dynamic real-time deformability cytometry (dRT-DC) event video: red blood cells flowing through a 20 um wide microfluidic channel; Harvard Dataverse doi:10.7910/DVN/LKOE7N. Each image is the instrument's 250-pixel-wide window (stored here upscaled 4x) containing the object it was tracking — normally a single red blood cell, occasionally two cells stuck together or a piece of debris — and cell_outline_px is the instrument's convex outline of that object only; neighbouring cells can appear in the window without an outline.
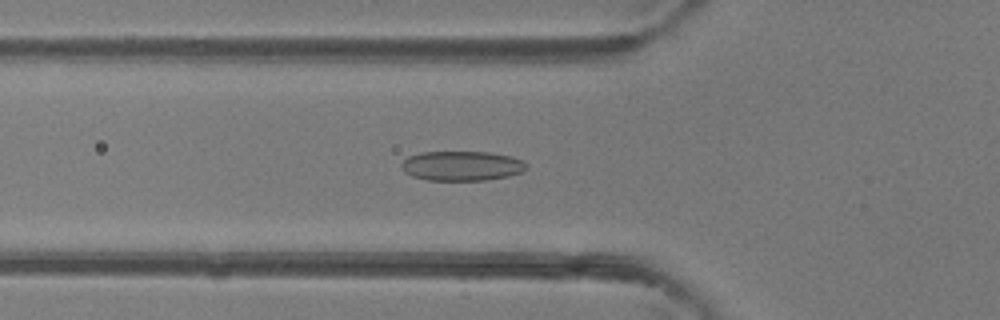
{"species": "common noctule bat (a hibernating species)", "species_latin": "Nyctalus noctula", "temperature_condition": "room temperature", "stored_images_in_passage": 36, "camera_frame_rate_fps": 3000, "um_per_image_px": 0.085, "animal": {"sex": "female"}, "frame": {"image": 1, "passage_image": 11, "time_ms": 3.333, "image_size_px": [1000, 320], "cell_outline_px": [[524, 168], [520, 172], [508, 176], [488, 180], [428, 180], [412, 176], [404, 172], [400, 164], [408, 156], [424, 152], [488, 152], [512, 156], [520, 160], [524, 164]], "centroid_in_image_um": [39.2, 14.1], "position_along_channel_um": 86.6, "area_um2": 21.39}}
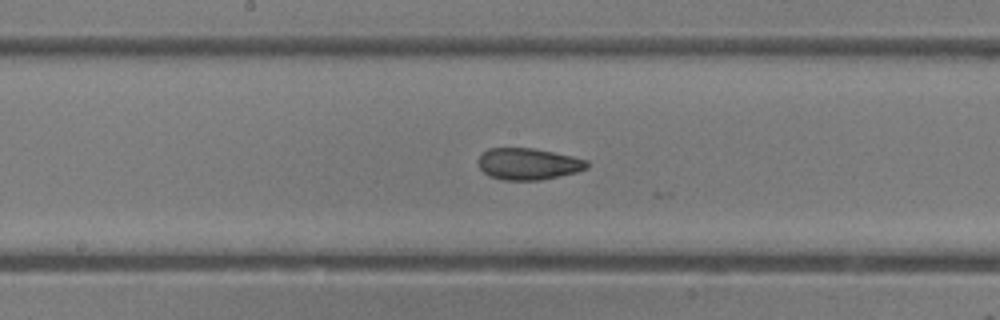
{"frame": {"image": 2, "passage_image": 19, "time_ms": 6.0, "image_size_px": [1000, 320], "cell_outline_px": [[588, 168], [576, 172], [540, 180], [504, 180], [488, 176], [480, 168], [480, 156], [488, 148], [532, 148], [572, 156], [588, 160]], "centroid_in_image_um": [44.92, 13.94], "position_along_channel_um": 203.3, "area_um2": 19.83}}
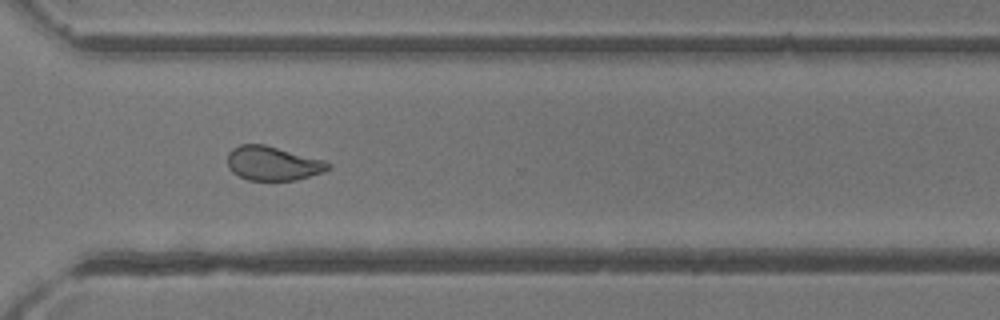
{"frame": {"image": 3, "passage_image": 29, "time_ms": 9.333, "image_size_px": [1000, 320], "cell_outline_px": [[332, 164], [324, 172], [296, 180], [248, 180], [232, 172], [228, 168], [228, 152], [232, 148], [240, 144], [264, 144], [324, 160]], "centroid_in_image_um": [23.18, 13.88], "position_along_channel_um": 347.4, "area_um2": 20.0}, "authors_computed_cell_mechanics": {"area_um2": 21.386, "velocity_mm_per_s": 4.3374, "shape_relaxation_time_tau1_ms": 4.6201, "shape_relaxation_time_tau2_ms": 1.379, "deformation_change_tau1": 0.1283, "deformation_change_tau2": 0.0783}}